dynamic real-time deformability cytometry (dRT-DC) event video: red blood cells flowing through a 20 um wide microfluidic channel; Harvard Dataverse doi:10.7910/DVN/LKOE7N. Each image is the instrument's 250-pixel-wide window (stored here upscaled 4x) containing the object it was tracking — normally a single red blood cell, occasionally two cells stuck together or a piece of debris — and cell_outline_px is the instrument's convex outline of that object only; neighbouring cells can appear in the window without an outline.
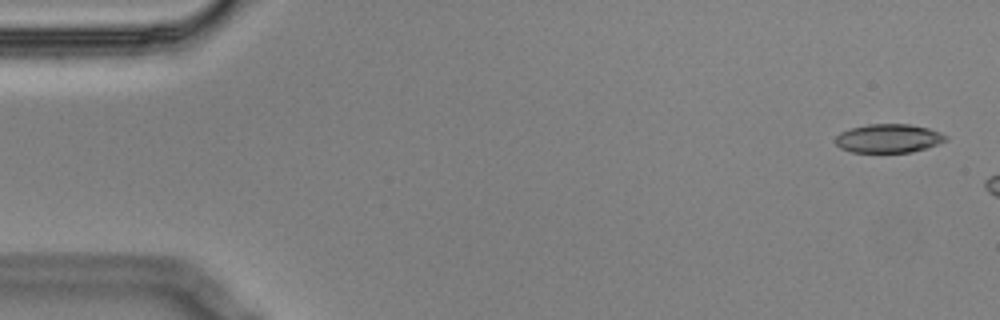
{"species": "Egyptian fruit bat (a non-hibernating species)", "species_latin": "Rousettus aegyptiacus", "temperature_condition": "cold", "stored_images_in_passage": 3, "camera_frame_rate_fps": 3000, "um_per_image_px": 0.085, "animal": {"sex": "male"}, "frame": {"image": 1, "passage_image": 1, "time_ms": 0.0, "image_size_px": [1000, 320], "cell_outline_px": [[948, 140], [912, 152], [852, 152], [840, 148], [832, 140], [840, 132], [852, 128], [868, 124], [908, 124], [928, 128], [940, 132], [948, 136]], "centroid_in_image_um": [75.49, 11.76], "position_along_channel_um": 9.5, "area_um2": 18.44}}